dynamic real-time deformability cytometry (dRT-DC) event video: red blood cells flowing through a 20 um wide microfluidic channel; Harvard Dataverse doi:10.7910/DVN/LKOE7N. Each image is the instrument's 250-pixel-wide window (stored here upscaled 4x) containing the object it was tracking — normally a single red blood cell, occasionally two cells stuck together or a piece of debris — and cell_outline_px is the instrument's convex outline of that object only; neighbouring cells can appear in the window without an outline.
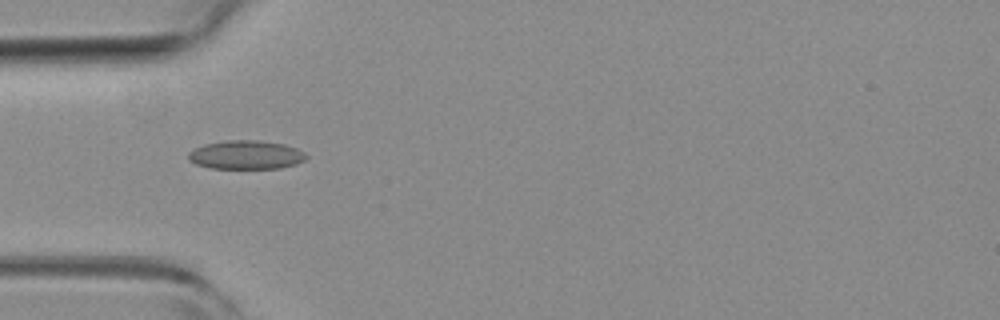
{"species": "common noctule bat (a hibernating species)", "species_latin": "Nyctalus noctula", "temperature_condition": "room temperature", "stored_images_in_passage": 3, "camera_frame_rate_fps": 3000, "um_per_image_px": 0.085, "animal": {"sex": "female", "body_mass_g": 19.3, "forearm_length_mm": 54.1}, "frame": {"image": 1, "passage_image": 2, "time_ms": 0.333, "image_size_px": [1000, 320], "cell_outline_px": [[308, 156], [304, 160], [296, 164], [280, 168], [208, 168], [196, 164], [188, 160], [188, 152], [204, 144], [228, 140], [260, 140], [284, 144], [296, 148], [304, 152]], "centroid_in_image_um": [20.9, 13.16], "position_along_channel_um": 64.1, "area_um2": 19.77}}
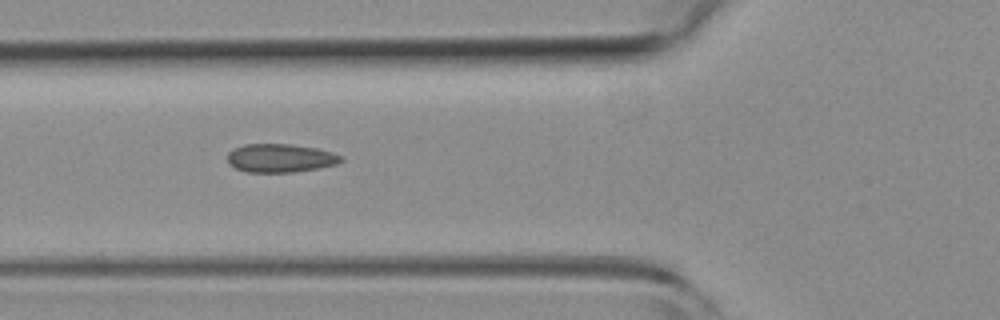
{"frame": {"image": 2, "passage_image": 3, "time_ms": 0.667, "image_size_px": [1000, 320], "cell_outline_px": [[344, 160], [336, 164], [320, 168], [296, 172], [248, 172], [236, 168], [228, 164], [228, 152], [232, 148], [244, 144], [292, 144], [316, 148], [332, 152], [344, 156]], "centroid_in_image_um": [23.84, 13.43], "position_along_channel_um": 102.0, "area_um2": 19.07}}